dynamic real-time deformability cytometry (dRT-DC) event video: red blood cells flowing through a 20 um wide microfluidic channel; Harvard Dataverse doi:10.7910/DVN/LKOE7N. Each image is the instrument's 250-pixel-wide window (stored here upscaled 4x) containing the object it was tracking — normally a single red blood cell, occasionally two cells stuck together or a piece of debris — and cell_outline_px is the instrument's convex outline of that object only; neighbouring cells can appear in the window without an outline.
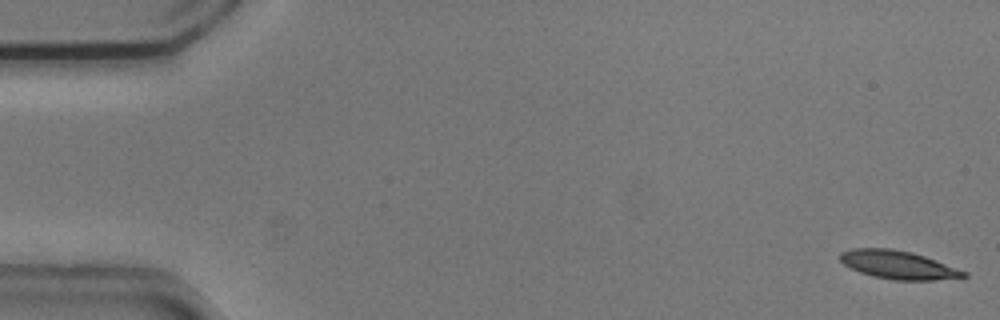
{"species": "common noctule bat (a hibernating species)", "species_latin": "Nyctalus noctula", "temperature_condition": "cold", "stored_images_in_passage": 10, "camera_frame_rate_fps": 3000, "um_per_image_px": 0.085, "animal": {"sex": "male", "body_mass_g": 20.5, "forearm_length_mm": 52.5}, "frame": {"image": 1, "passage_image": 1, "time_ms": 0.0, "image_size_px": [1000, 320], "cell_outline_px": [[968, 276], [932, 280], [896, 280], [872, 276], [860, 272], [844, 264], [840, 260], [840, 252], [852, 248], [892, 248], [912, 252], [936, 260], [968, 272]], "centroid_in_image_um": [76.33, 22.5], "position_along_channel_um": 8.7, "area_um2": 20.29}}